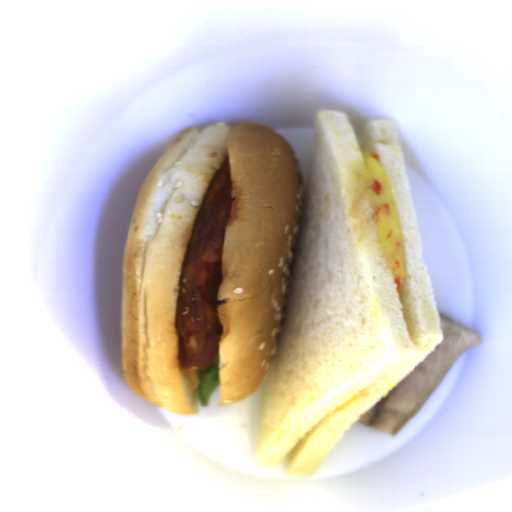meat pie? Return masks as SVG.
I'll return each instance as SVG.
<instances>
[{"mask_svg": "<svg viewBox=\"0 0 512 512\" xmlns=\"http://www.w3.org/2000/svg\"><path fill=\"white\" fill-rule=\"evenodd\" d=\"M231 204L232 180L226 157L202 196L181 266L174 319L181 369H206L219 353L223 326L218 312V288Z\"/></svg>", "mask_w": 512, "mask_h": 512, "instance_id": "b5893723", "label": "meat pie"}]
</instances>
